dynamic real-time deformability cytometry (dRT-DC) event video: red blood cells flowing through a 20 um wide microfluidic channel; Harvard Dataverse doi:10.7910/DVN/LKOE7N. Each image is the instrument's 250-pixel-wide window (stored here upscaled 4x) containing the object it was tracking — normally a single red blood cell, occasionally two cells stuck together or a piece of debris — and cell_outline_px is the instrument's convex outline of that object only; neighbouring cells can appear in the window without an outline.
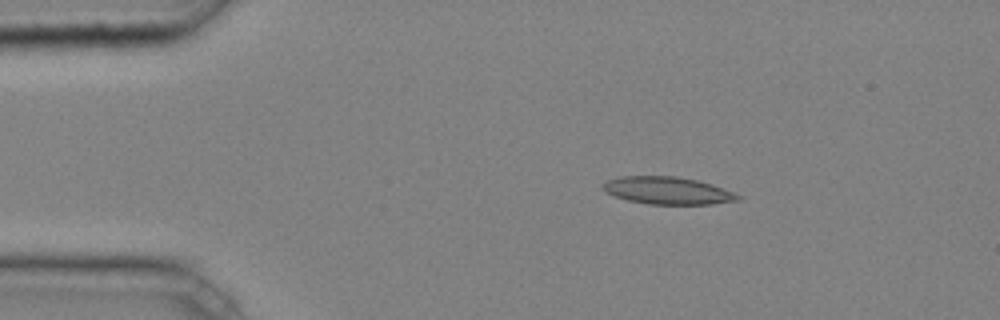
{"species": "common noctule bat (a hibernating species)", "species_latin": "Nyctalus noctula", "temperature_condition": "cold", "stored_images_in_passage": 3, "camera_frame_rate_fps": 3000, "um_per_image_px": 0.085, "animal": {"sex": "male", "body_mass_g": 20.4}, "frame": {"image": 1, "passage_image": 1, "time_ms": 0.0, "image_size_px": [1000, 320], "cell_outline_px": [[740, 200], [712, 204], [648, 204], [628, 200], [616, 196], [600, 188], [600, 184], [608, 180], [620, 176], [676, 176], [696, 180], [712, 184], [732, 192], [740, 196]], "centroid_in_image_um": [56.71, 16.19], "position_along_channel_um": 28.3, "area_um2": 21.44}}
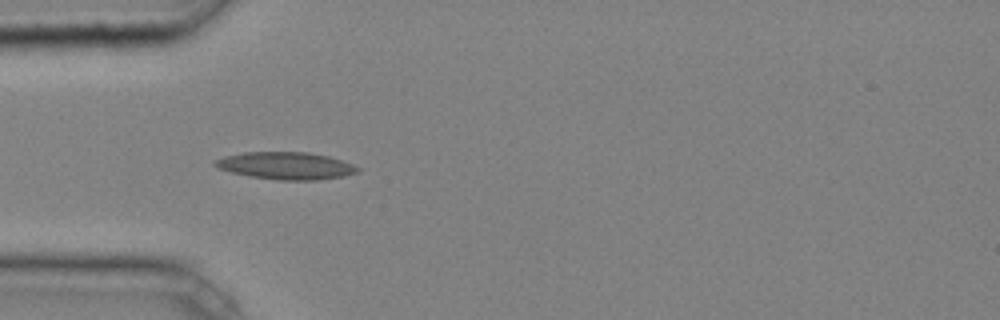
{"frame": {"image": 2, "passage_image": 2, "time_ms": 0.333, "image_size_px": [1000, 320], "cell_outline_px": [[360, 172], [344, 176], [316, 180], [280, 180], [248, 176], [216, 168], [212, 164], [216, 160], [224, 156], [244, 152], [308, 152], [328, 156], [352, 164], [360, 168]], "centroid_in_image_um": [24.29, 14.09], "position_along_channel_um": 60.7, "area_um2": 22.72}}
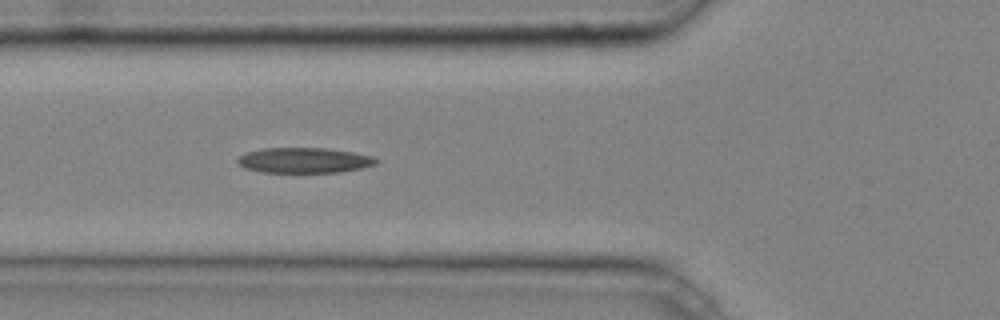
{"frame": {"image": 3, "passage_image": 3, "time_ms": 0.667, "image_size_px": [1000, 320], "cell_outline_px": [[380, 160], [376, 164], [360, 168], [340, 172], [260, 172], [244, 168], [236, 160], [244, 152], [264, 148], [324, 148], [352, 152], [372, 156]], "centroid_in_image_um": [25.83, 13.62], "position_along_channel_um": 100.0, "area_um2": 20.4}}